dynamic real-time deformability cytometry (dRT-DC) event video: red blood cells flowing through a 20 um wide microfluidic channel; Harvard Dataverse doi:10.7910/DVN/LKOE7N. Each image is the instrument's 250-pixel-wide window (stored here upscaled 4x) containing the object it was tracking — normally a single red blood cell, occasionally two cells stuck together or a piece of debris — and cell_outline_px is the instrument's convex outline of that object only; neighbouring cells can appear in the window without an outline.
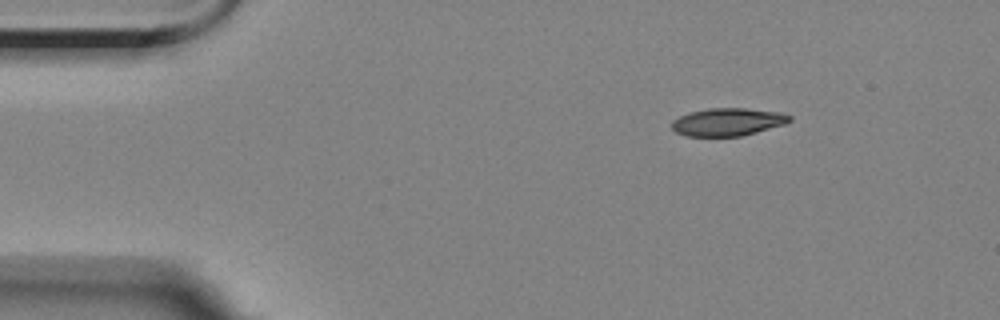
{"species": "Egyptian fruit bat (a non-hibernating species)", "species_latin": "Rousettus aegyptiacus", "temperature_condition": "room temperature", "stored_images_in_passage": 3, "camera_frame_rate_fps": 3000, "um_per_image_px": 0.085, "animal": {"sex": "female"}, "frame": {"image": 1, "passage_image": 1, "time_ms": 0.0, "image_size_px": [1000, 320], "cell_outline_px": [[792, 120], [784, 124], [756, 132], [740, 136], [684, 136], [676, 132], [672, 128], [672, 120], [688, 112], [708, 108], [744, 108], [780, 112], [792, 116]], "centroid_in_image_um": [61.84, 10.36], "position_along_channel_um": 23.2, "area_um2": 19.07}}